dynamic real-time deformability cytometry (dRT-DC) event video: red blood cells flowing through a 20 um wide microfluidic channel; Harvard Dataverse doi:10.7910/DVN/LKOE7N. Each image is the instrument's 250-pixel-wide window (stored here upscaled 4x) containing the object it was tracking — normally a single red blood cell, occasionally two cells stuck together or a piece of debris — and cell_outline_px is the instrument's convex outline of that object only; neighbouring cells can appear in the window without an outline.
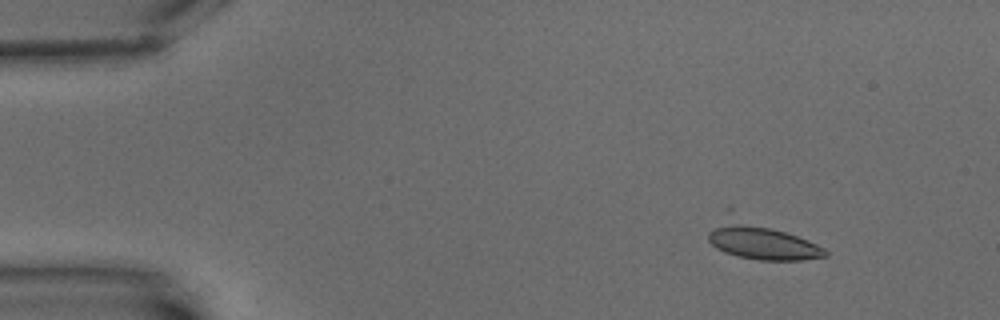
{"species": "common noctule bat (a hibernating species)", "species_latin": "Nyctalus noctula", "temperature_condition": "warm", "stored_images_in_passage": 5, "camera_frame_rate_fps": 3000, "um_per_image_px": 0.085, "animal": {"sex": "male", "body_mass_g": 15.6}, "frame": {"image": 1, "passage_image": 2, "time_ms": 1.333, "image_size_px": [1000, 320], "cell_outline_px": [[828, 256], [804, 260], [760, 260], [740, 256], [724, 252], [716, 248], [708, 240], [708, 232], [716, 228], [728, 224], [740, 224], [768, 228], [784, 232], [808, 240], [824, 248], [828, 252]], "centroid_in_image_um": [64.9, 20.7], "position_along_channel_um": 20.1, "area_um2": 21.62}}